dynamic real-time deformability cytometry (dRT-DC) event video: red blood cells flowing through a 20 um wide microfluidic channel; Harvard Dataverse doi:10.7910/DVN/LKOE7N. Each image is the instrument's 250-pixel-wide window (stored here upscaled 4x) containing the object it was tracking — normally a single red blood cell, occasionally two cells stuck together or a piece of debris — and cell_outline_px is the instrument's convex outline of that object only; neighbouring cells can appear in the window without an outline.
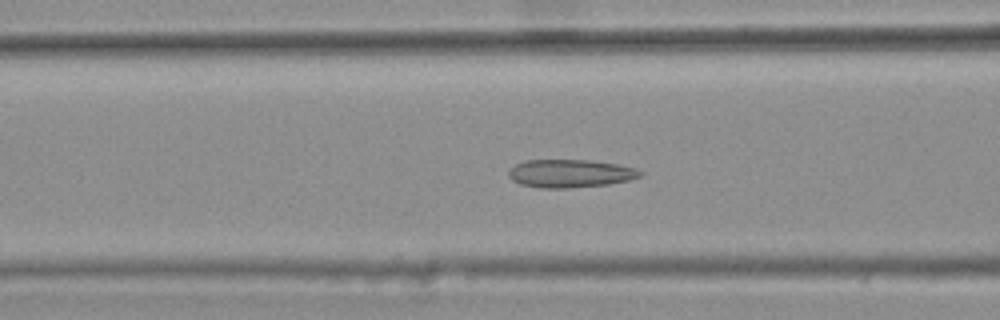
{"species": "common noctule bat (a hibernating species)", "species_latin": "Nyctalus noctula", "temperature_condition": "warm", "stored_images_in_passage": 41, "camera_frame_rate_fps": 3000, "um_per_image_px": 0.085, "animal": {"sex": "female", "body_mass_g": 25.1}, "frame": {"image": 1, "passage_image": 20, "time_ms": 6.333, "image_size_px": [1000, 320], "cell_outline_px": [[644, 172], [640, 176], [628, 180], [608, 184], [568, 188], [540, 188], [520, 184], [512, 180], [508, 176], [508, 172], [516, 164], [524, 160], [588, 160], [616, 164], [636, 168]], "centroid_in_image_um": [48.45, 14.74], "position_along_channel_um": 118.1, "area_um2": 21.44}}
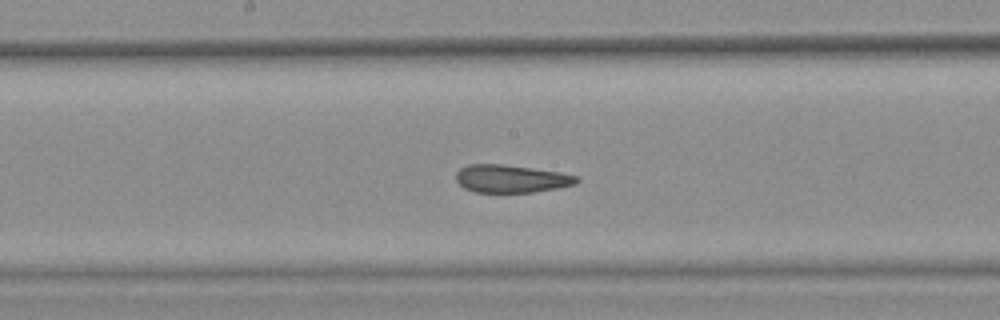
{"frame": {"image": 2, "passage_image": 27, "time_ms": 8.667, "image_size_px": [1000, 320], "cell_outline_px": [[580, 180], [576, 184], [556, 188], [532, 192], [476, 192], [464, 188], [456, 180], [456, 172], [460, 168], [468, 164], [504, 164], [560, 172], [580, 176]], "centroid_in_image_um": [43.46, 15.18], "position_along_channel_um": 204.7, "area_um2": 19.59}}
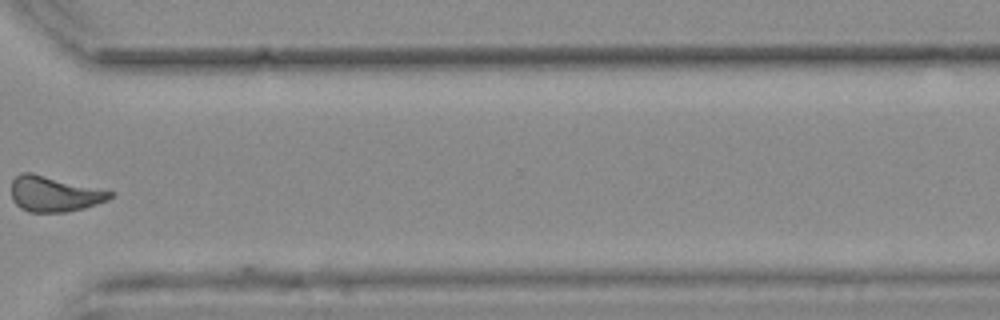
{"frame": {"image": 3, "passage_image": 40, "time_ms": 13.0, "image_size_px": [1000, 320], "cell_outline_px": [[116, 192], [108, 200], [84, 208], [68, 212], [28, 212], [20, 208], [12, 200], [12, 180], [20, 172], [32, 172]], "centroid_in_image_um": [4.61, 16.48], "position_along_channel_um": 366.0, "area_um2": 20.63}}